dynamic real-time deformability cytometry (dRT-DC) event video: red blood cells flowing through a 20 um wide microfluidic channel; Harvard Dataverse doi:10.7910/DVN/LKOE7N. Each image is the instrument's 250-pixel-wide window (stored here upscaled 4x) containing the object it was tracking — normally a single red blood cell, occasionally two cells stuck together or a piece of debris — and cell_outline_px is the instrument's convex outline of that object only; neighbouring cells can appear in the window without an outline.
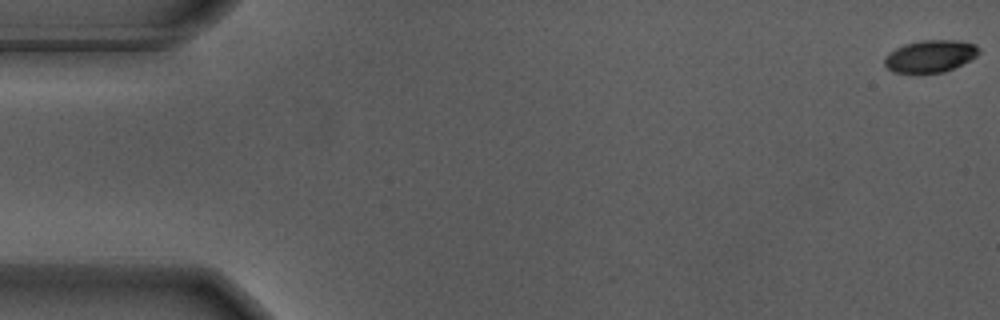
{"species": "Egyptian fruit bat (a non-hibernating species)", "species_latin": "Rousettus aegyptiacus", "temperature_condition": "warm", "stored_images_in_passage": 57, "camera_frame_rate_fps": 3000, "um_per_image_px": 0.085, "animal": {"sex": "male"}, "frame": {"image": 1, "passage_image": 1, "time_ms": 0.0, "image_size_px": [1000, 320], "cell_outline_px": [[980, 52], [976, 56], [944, 72], [892, 72], [884, 64], [884, 56], [888, 52], [904, 44], [920, 40], [960, 40], [976, 44], [980, 48]], "centroid_in_image_um": [79.06, 4.75], "position_along_channel_um": 5.9, "area_um2": 17.63}}
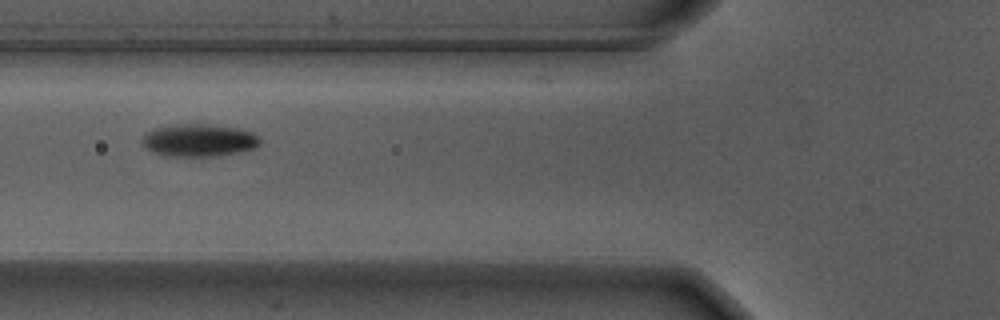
{"frame": {"image": 2, "passage_image": 22, "time_ms": 7.0, "image_size_px": [1000, 320], "cell_outline_px": [[260, 144], [256, 148], [236, 152], [212, 156], [164, 156], [152, 152], [144, 148], [144, 136], [148, 132], [156, 128], [172, 124], [208, 124], [240, 128], [252, 132], [260, 140]], "centroid_in_image_um": [16.91, 11.92], "position_along_channel_um": 108.9, "area_um2": 22.25}}
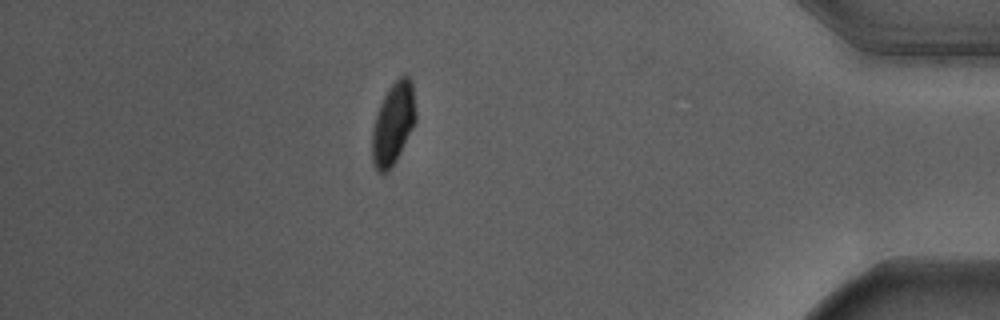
{"frame": {"image": 3, "passage_image": 50, "time_ms": 16.333, "image_size_px": [1000, 320], "cell_outline_px": [[416, 120], [396, 160], [384, 172], [380, 172], [372, 164], [372, 132], [376, 116], [380, 104], [388, 88], [404, 72], [408, 76], [412, 84], [416, 112]], "centroid_in_image_um": [33.42, 10.46], "position_along_channel_um": 401.8, "area_um2": 20.46}, "authors_computed_cell_mechanics": {"area_um2": 20.808, "velocity_mm_per_s": 3.6427, "shape_relaxation_time_tau1_ms": 2.346, "shape_relaxation_time_tau2_ms": null, "deformation_change_tau1": 0.162, "deformation_change_tau2": null}}